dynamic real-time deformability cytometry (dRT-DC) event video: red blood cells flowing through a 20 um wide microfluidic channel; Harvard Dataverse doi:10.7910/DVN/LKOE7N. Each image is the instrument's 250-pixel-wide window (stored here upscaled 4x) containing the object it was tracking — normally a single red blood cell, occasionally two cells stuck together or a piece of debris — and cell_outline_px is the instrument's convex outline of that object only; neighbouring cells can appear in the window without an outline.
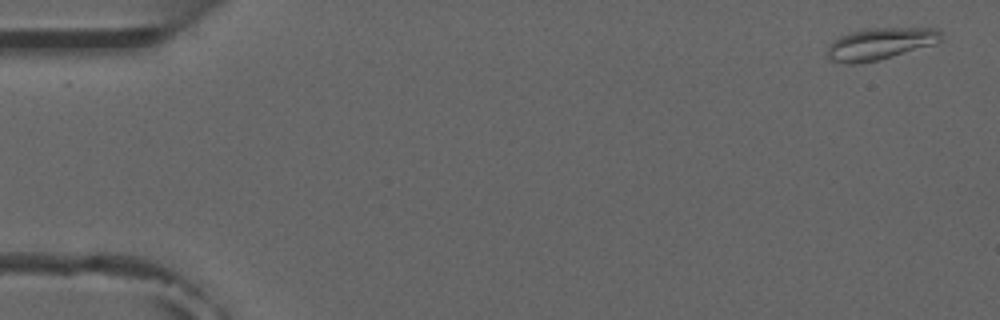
{"species": "common noctule bat (a hibernating species)", "species_latin": "Nyctalus noctula", "temperature_condition": "room temperature", "stored_images_in_passage": 5, "camera_frame_rate_fps": 3000, "um_per_image_px": 0.085, "animal": {"sex": "male", "forearm_length_mm": 52.5}, "frame": {"image": 1, "passage_image": 1, "time_ms": 0.0, "image_size_px": [1000, 320], "cell_outline_px": [[940, 40], [932, 44], [880, 60], [856, 64], [848, 64], [832, 60], [828, 56], [828, 44], [832, 40], [840, 36], [852, 32], [872, 28], [940, 28]], "centroid_in_image_um": [74.77, 3.72], "position_along_channel_um": 10.2, "area_um2": 20.81}}
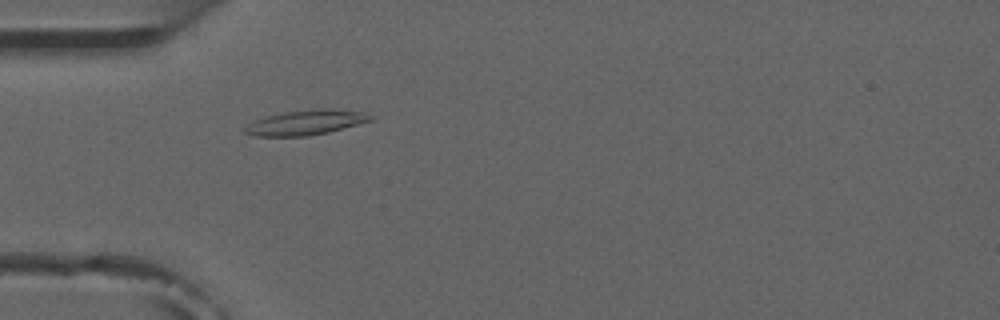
{"frame": {"image": 2, "passage_image": 5, "time_ms": 4.667, "image_size_px": [1000, 320], "cell_outline_px": [[372, 120], [328, 132], [308, 136], [256, 136], [244, 132], [244, 128], [248, 124], [264, 116], [284, 112], [320, 108], [332, 108], [364, 112], [372, 116]], "centroid_in_image_um": [25.99, 10.4], "position_along_channel_um": 59.0, "area_um2": 18.15}}